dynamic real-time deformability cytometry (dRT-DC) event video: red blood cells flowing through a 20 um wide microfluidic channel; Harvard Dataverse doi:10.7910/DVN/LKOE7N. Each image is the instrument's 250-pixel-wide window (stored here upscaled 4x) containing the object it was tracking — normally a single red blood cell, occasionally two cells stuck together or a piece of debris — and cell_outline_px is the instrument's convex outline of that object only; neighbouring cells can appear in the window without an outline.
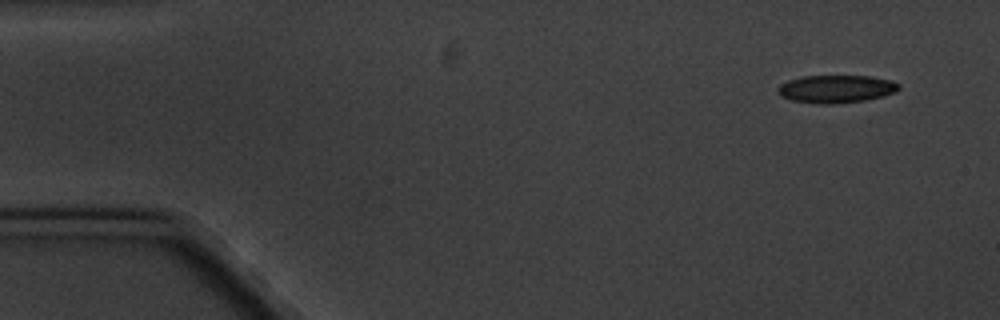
{"species": "common noctule bat (a hibernating species)", "species_latin": "Nyctalus noctula", "temperature_condition": "cold", "stored_images_in_passage": 6, "segment_of_instrument_passage": [2, 2], "camera_frame_rate_fps": 3000, "um_per_image_px": 0.085, "animal": {"sex": "male", "body_mass_g": 20.1, "forearm_length_mm": 53.5}, "frame": {"image": 1, "passage_image": 6, "time_ms": 6.0, "image_size_px": [1000, 320], "cell_outline_px": [[900, 88], [896, 92], [884, 96], [864, 100], [832, 104], [816, 104], [792, 100], [780, 96], [776, 92], [776, 88], [780, 84], [788, 80], [804, 76], [868, 76], [892, 80], [900, 84]], "centroid_in_image_um": [71.06, 7.56], "position_along_channel_um": 13.9, "area_um2": 19.77}}